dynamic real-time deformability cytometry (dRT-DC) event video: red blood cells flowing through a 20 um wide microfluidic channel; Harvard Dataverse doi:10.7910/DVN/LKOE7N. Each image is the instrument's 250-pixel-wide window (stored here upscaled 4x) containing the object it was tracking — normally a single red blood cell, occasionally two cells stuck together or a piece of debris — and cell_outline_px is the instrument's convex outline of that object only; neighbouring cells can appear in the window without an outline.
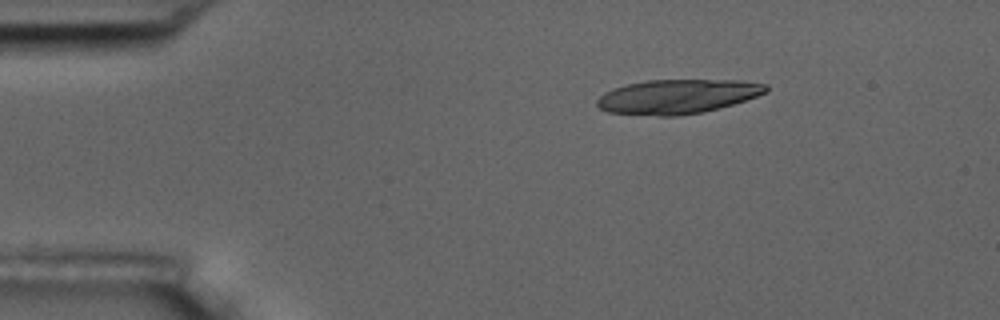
{"species": "common noctule bat (a hibernating species)", "species_latin": "Nyctalus noctula", "temperature_condition": "room temperature", "stored_images_in_passage": 3, "camera_frame_rate_fps": 3000, "um_per_image_px": 0.085, "animal": {"sex": "male", "body_mass_g": 17.5, "forearm_length_mm": 52.3}, "frame": {"image": 1, "passage_image": 1, "time_ms": 0.0, "image_size_px": [1000, 320], "cell_outline_px": [[768, 92], [732, 104], [704, 112], [680, 116], [660, 116], [608, 112], [600, 108], [596, 104], [596, 100], [604, 92], [628, 84], [648, 80], [740, 80], [768, 84]], "centroid_in_image_um": [57.6, 8.2], "position_along_channel_um": 27.4, "area_um2": 33.7}}